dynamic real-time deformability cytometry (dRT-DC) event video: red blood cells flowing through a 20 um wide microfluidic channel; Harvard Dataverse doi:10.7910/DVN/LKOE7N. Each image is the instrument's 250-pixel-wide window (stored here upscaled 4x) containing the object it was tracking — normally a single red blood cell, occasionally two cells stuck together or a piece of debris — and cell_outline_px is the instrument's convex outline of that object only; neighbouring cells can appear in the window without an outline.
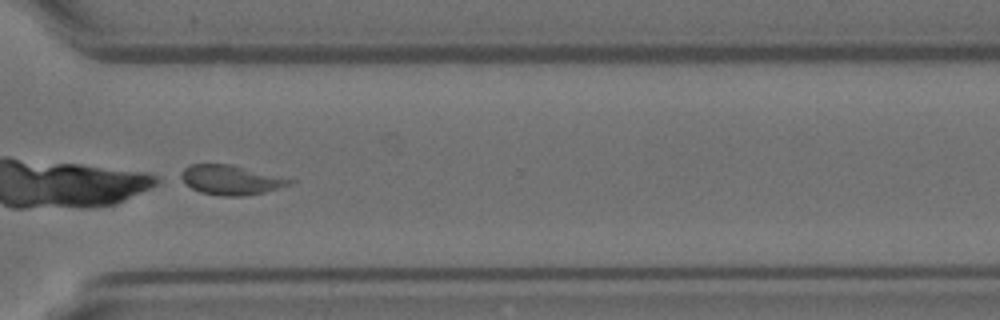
{"species": "Egyptian fruit bat (a non-hibernating species)", "species_latin": "Rousettus aegyptiacus", "temperature_condition": "room temperature", "stored_images_in_passage": 42, "camera_frame_rate_fps": 3000, "um_per_image_px": 0.085, "animal": {"sex": "female"}, "frame": {"image": 1, "passage_image": 31, "time_ms": 10.0, "image_size_px": [1000, 320], "cell_outline_px": [[296, 180], [292, 184], [264, 192], [244, 196], [220, 196], [200, 192], [192, 188], [176, 176], [184, 168], [192, 164], [232, 164]], "centroid_in_image_um": [19.59, 15.29], "position_along_channel_um": 351.0, "area_um2": 18.9}}